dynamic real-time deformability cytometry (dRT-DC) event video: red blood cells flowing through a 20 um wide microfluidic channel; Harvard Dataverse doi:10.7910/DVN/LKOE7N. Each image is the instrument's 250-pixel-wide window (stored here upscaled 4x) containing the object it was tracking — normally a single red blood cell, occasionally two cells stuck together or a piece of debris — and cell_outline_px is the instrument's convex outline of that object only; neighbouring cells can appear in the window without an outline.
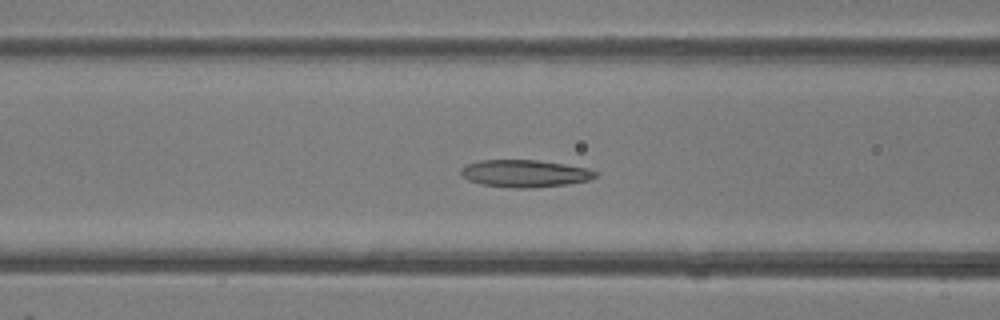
{"species": "common noctule bat (a hibernating species)", "species_latin": "Nyctalus noctula", "temperature_condition": "room temperature", "stored_images_in_passage": 48, "camera_frame_rate_fps": 3000, "um_per_image_px": 0.085, "animal": {"sex": "female"}, "frame": {"image": 1, "passage_image": 20, "time_ms": 6.333, "image_size_px": [1000, 320], "cell_outline_px": [[600, 172], [596, 176], [588, 180], [568, 184], [532, 188], [512, 188], [480, 184], [468, 180], [460, 176], [460, 172], [468, 164], [480, 160], [536, 160], [564, 164], [588, 168]], "centroid_in_image_um": [44.62, 14.75], "position_along_channel_um": 122.0, "area_um2": 21.44}}
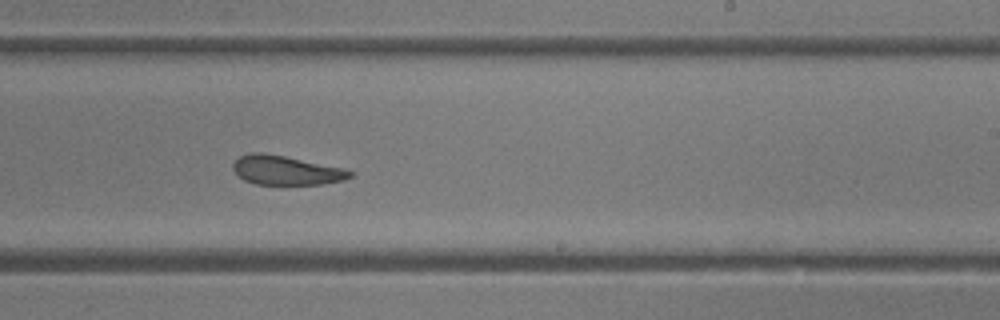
{"frame": {"image": 2, "passage_image": 30, "time_ms": 9.667, "image_size_px": [1000, 320], "cell_outline_px": [[352, 176], [344, 180], [320, 184], [256, 184], [244, 180], [232, 168], [232, 164], [240, 156], [252, 152], [260, 152], [284, 156], [348, 168], [352, 172]], "centroid_in_image_um": [24.35, 14.47], "position_along_channel_um": 264.7, "area_um2": 19.88}}
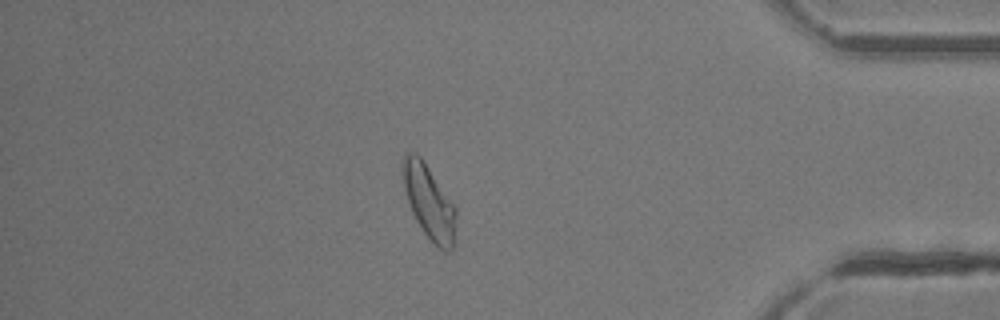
{"frame": {"image": 3, "passage_image": 42, "time_ms": 13.667, "image_size_px": [1000, 320], "cell_outline_px": [[456, 216], [452, 248], [448, 252], [444, 252], [424, 232], [416, 220], [408, 204], [404, 188], [404, 156], [408, 152], [416, 152], [420, 156], [456, 204]], "centroid_in_image_um": [36.5, 17.16], "position_along_channel_um": 398.7, "area_um2": 22.66}, "authors_computed_cell_mechanics": {"area_um2": 22.6865, "velocity_mm_per_s": 4.2863, "shape_relaxation_time_tau1_ms": null, "shape_relaxation_time_tau2_ms": 2.1324, "deformation_change_tau1": null, "deformation_change_tau2": 0.0994}}